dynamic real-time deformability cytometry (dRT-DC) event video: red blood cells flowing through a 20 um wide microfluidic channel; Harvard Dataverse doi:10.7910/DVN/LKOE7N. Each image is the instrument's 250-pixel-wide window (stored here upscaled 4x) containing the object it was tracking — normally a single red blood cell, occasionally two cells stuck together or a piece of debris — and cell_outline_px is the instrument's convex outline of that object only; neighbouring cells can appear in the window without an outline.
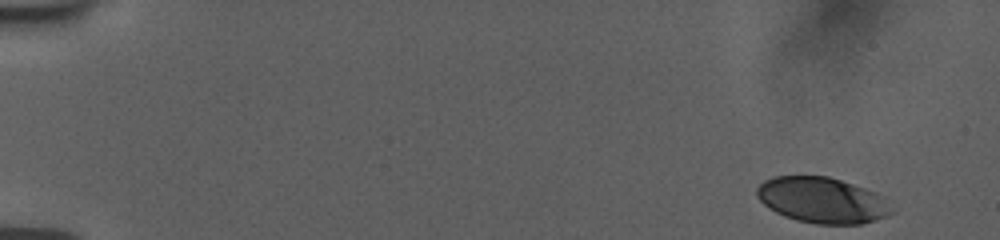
{"species": "human", "species_latin": "Homo sapiens", "temperature_condition": "room temperature", "stored_images_in_passage": 53, "camera_frame_rate_fps": 3000, "um_per_image_px": 0.085, "donor": {"sex": "female"}, "frame": {"image": 1, "passage_image": 1, "time_ms": 0.0, "image_size_px": [1000, 240], "cell_outline_px": [[896, 212], [888, 216], [860, 224], [816, 224], [796, 220], [784, 216], [768, 208], [756, 196], [756, 188], [764, 180], [772, 176], [828, 176], [876, 192]], "centroid_in_image_um": [69.86, 17.02], "position_along_channel_um": 15.1, "area_um2": 35.95}}
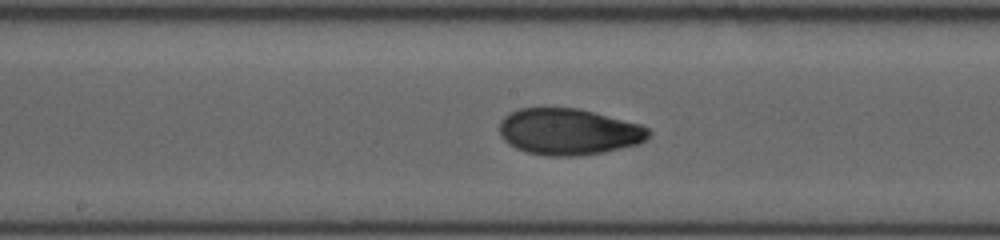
{"frame": {"image": 2, "passage_image": 28, "time_ms": 9.0, "image_size_px": [1000, 240], "cell_outline_px": [[652, 132], [640, 144], [604, 152], [580, 156], [548, 156], [528, 152], [516, 148], [508, 144], [500, 136], [500, 120], [504, 116], [520, 108], [576, 108], [640, 124], [648, 128]], "centroid_in_image_um": [48.33, 11.21], "position_along_channel_um": 199.9, "area_um2": 40.29}}
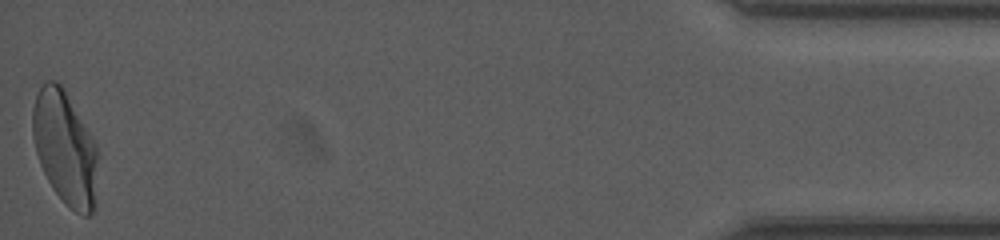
{"frame": {"image": 3, "passage_image": 53, "time_ms": 17.333, "image_size_px": [1000, 240], "cell_outline_px": [[96, 208], [88, 216], [84, 216], [76, 212], [52, 188], [40, 164], [36, 152], [32, 136], [32, 108], [36, 96], [40, 88], [48, 80], [56, 80], [64, 88], [92, 136], [96, 144]], "centroid_in_image_um": [5.52, 12.56], "position_along_channel_um": 429.7, "area_um2": 42.89}, "authors_computed_cell_mechanics": {"area_um2": 39.9398, "velocity_mm_per_s": 3.7344, "shape_relaxation_time_tau1_ms": 4.1964, "shape_relaxation_time_tau2_ms": 1.3411, "deformation_change_tau1": 0.1661, "deformation_change_tau2": 0.0518}}